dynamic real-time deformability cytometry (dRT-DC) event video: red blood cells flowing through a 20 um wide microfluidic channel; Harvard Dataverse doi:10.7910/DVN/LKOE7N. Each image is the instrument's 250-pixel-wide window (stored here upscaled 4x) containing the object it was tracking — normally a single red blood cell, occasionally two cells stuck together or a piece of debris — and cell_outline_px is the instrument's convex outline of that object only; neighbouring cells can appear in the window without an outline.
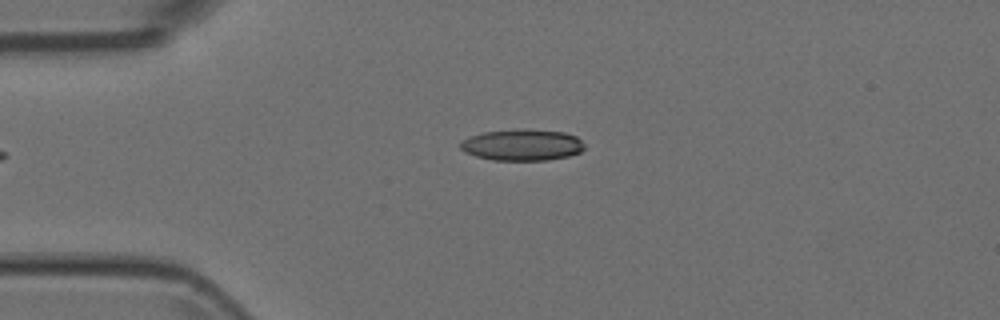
{"species": "Egyptian fruit bat (a non-hibernating species)", "species_latin": "Rousettus aegyptiacus", "temperature_condition": "room temperature", "stored_images_in_passage": 3, "camera_frame_rate_fps": 3000, "um_per_image_px": 0.085, "animal": {"sex": "female"}, "frame": {"image": 1, "passage_image": 2, "time_ms": 0.333, "image_size_px": [1000, 320], "cell_outline_px": [[584, 148], [580, 152], [568, 156], [548, 160], [492, 160], [476, 156], [464, 152], [460, 148], [460, 144], [464, 140], [472, 136], [484, 132], [524, 128], [564, 132], [576, 136], [584, 144]], "centroid_in_image_um": [44.4, 12.31], "position_along_channel_um": 40.6, "area_um2": 22.66}}